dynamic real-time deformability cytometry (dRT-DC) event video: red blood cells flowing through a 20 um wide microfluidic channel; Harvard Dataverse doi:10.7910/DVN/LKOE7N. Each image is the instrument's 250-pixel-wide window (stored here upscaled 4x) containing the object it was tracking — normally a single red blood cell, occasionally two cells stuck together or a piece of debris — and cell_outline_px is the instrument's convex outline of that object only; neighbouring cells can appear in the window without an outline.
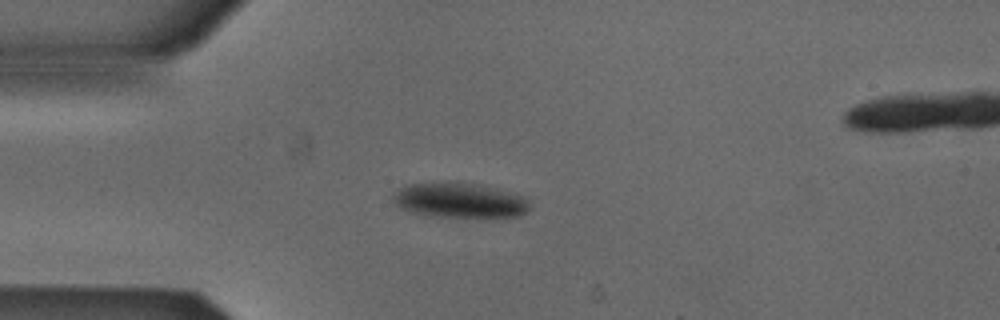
{"species": "Egyptian fruit bat (a non-hibernating species)", "species_latin": "Rousettus aegyptiacus", "temperature_condition": "cold", "stored_images_in_passage": 4, "camera_frame_rate_fps": 3000, "um_per_image_px": 0.085, "animal": {"sex": "male"}, "frame": {"image": 1, "passage_image": 3, "time_ms": 0.667, "image_size_px": [1000, 320], "cell_outline_px": [[532, 200], [528, 212], [520, 216], [424, 216], [408, 212], [400, 208], [392, 200], [392, 196], [404, 184], [452, 180], [456, 180], [480, 184], [528, 196]], "centroid_in_image_um": [39.08, 16.99], "position_along_channel_um": 45.9, "area_um2": 28.84}}